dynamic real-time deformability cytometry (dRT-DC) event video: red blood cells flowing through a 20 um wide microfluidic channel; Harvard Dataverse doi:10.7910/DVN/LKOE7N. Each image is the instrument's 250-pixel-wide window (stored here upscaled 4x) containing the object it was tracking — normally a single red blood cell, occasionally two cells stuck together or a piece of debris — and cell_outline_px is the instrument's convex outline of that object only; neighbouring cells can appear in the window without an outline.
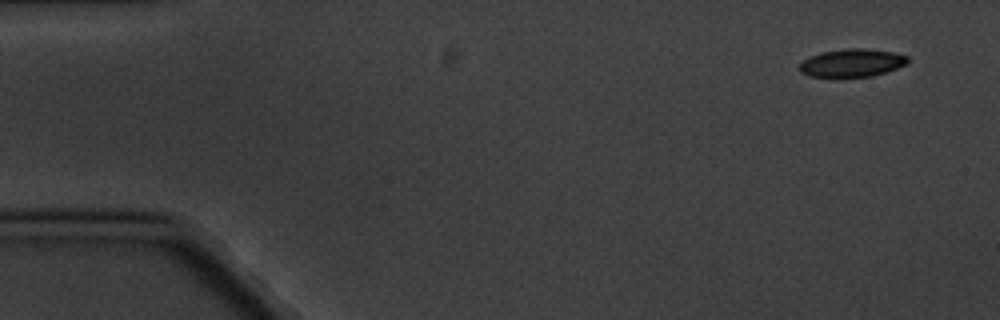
{"species": "common noctule bat (a hibernating species)", "species_latin": "Nyctalus noctula", "temperature_condition": "cold", "stored_images_in_passage": 5, "camera_frame_rate_fps": 3000, "um_per_image_px": 0.085, "animal": {"sex": "male", "body_mass_g": 20.1, "forearm_length_mm": 53.5}, "frame": {"image": 1, "passage_image": 1, "time_ms": 0.0, "image_size_px": [1000, 320], "cell_outline_px": [[908, 64], [872, 76], [840, 80], [832, 80], [808, 76], [800, 72], [800, 64], [808, 56], [820, 52], [844, 48], [864, 48], [892, 52], [908, 56]], "centroid_in_image_um": [72.34, 5.39], "position_along_channel_um": 12.7, "area_um2": 18.55}}
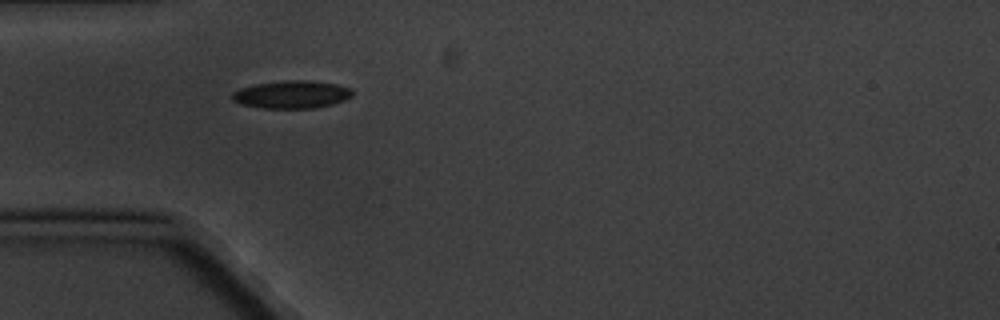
{"frame": {"image": 2, "passage_image": 5, "time_ms": 4.667, "image_size_px": [1000, 320], "cell_outline_px": [[352, 96], [344, 100], [332, 104], [316, 108], [264, 108], [240, 104], [232, 100], [232, 92], [240, 88], [256, 84], [284, 80], [308, 80], [336, 84], [352, 88]], "centroid_in_image_um": [24.79, 8.03], "position_along_channel_um": 60.2, "area_um2": 19.48}}